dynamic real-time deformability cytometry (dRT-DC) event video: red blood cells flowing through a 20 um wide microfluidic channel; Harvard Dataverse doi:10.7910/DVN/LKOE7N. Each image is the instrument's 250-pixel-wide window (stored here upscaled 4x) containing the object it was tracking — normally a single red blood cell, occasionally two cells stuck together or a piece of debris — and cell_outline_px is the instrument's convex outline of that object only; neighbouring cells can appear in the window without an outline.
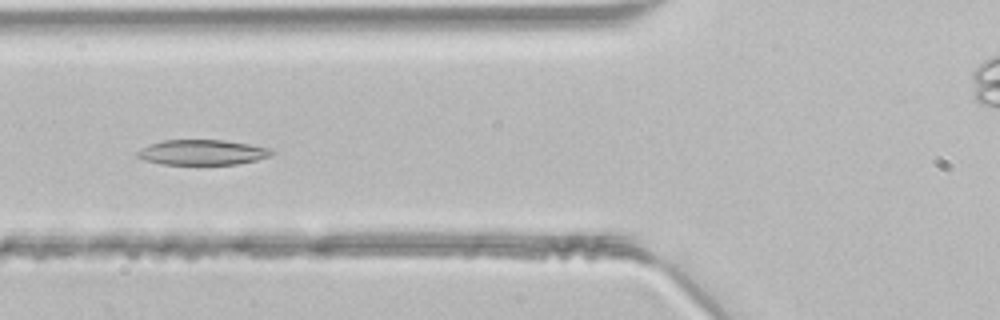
{"species": "common noctule bat (a hibernating species)", "species_latin": "Nyctalus noctula", "temperature_condition": "room temperature", "stored_images_in_passage": 46, "camera_frame_rate_fps": 3000, "um_per_image_px": 0.085, "animal": {"sex": "male", "body_mass_g": 21.5, "forearm_length_mm": 52.0}, "frame": {"image": 1, "passage_image": 16, "time_ms": 5.0, "image_size_px": [1000, 320], "cell_outline_px": [[276, 152], [268, 156], [256, 160], [236, 164], [160, 164], [144, 160], [136, 156], [136, 152], [140, 148], [164, 140], [224, 140], [272, 148]], "centroid_in_image_um": [17.19, 12.95], "position_along_channel_um": 108.6, "area_um2": 19.65}}
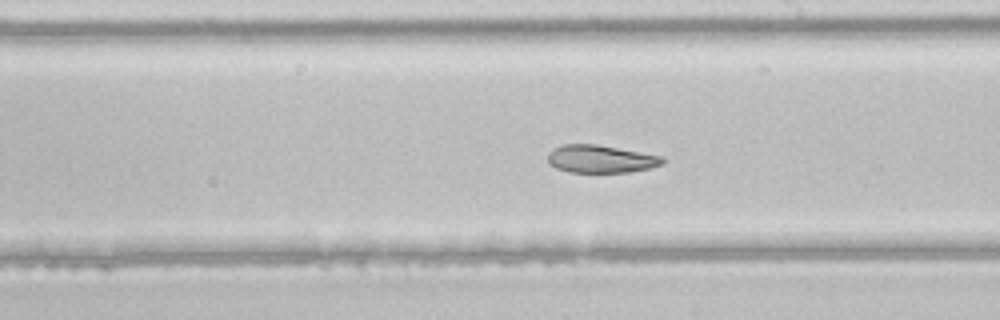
{"frame": {"image": 2, "passage_image": 25, "time_ms": 8.0, "image_size_px": [1000, 320], "cell_outline_px": [[664, 164], [652, 168], [628, 172], [568, 172], [556, 168], [548, 164], [548, 152], [564, 144], [596, 144], [664, 156]], "centroid_in_image_um": [51.08, 13.52], "position_along_channel_um": 237.9, "area_um2": 18.67}}
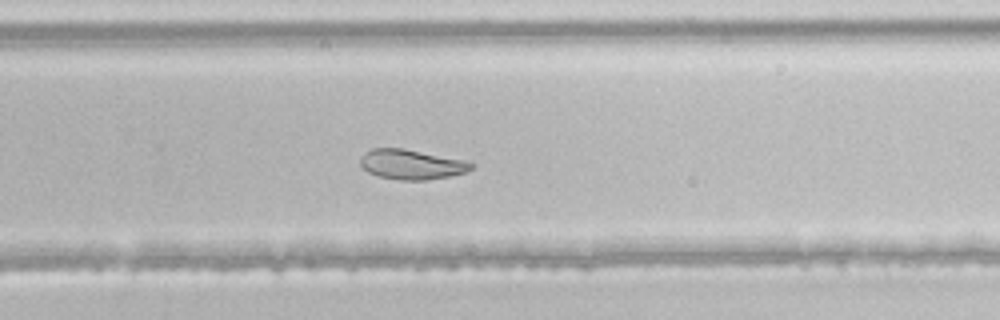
{"frame": {"image": 3, "passage_image": 29, "time_ms": 9.333, "image_size_px": [1000, 320], "cell_outline_px": [[476, 164], [472, 168], [464, 172], [448, 176], [428, 180], [400, 180], [376, 176], [368, 172], [360, 164], [360, 156], [364, 152], [372, 148], [404, 148], [464, 160]], "centroid_in_image_um": [34.94, 13.97], "position_along_channel_um": 294.9, "area_um2": 19.36}}